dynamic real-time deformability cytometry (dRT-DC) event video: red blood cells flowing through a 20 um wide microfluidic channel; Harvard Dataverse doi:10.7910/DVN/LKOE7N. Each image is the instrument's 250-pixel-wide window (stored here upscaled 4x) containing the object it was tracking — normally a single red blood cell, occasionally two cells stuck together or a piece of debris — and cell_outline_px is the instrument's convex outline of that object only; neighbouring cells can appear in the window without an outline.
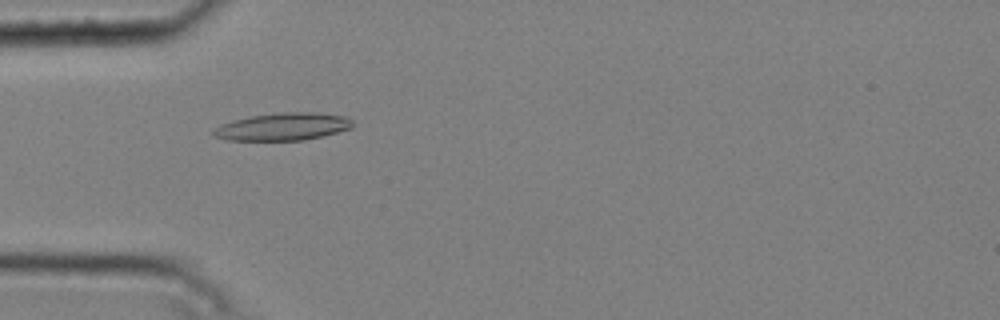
{"species": "common noctule bat (a hibernating species)", "species_latin": "Nyctalus noctula", "temperature_condition": "cold", "stored_images_in_passage": 5, "camera_frame_rate_fps": 3000, "um_per_image_px": 0.085, "animal": {"sex": "male", "body_mass_g": 20.4}, "frame": {"image": 1, "passage_image": 4, "time_ms": 1.0, "image_size_px": [1000, 320], "cell_outline_px": [[352, 128], [324, 136], [304, 140], [228, 140], [212, 136], [212, 132], [220, 124], [232, 120], [252, 116], [280, 112], [316, 112], [348, 116], [352, 120]], "centroid_in_image_um": [24.07, 10.76], "position_along_channel_um": 60.9, "area_um2": 22.48}}
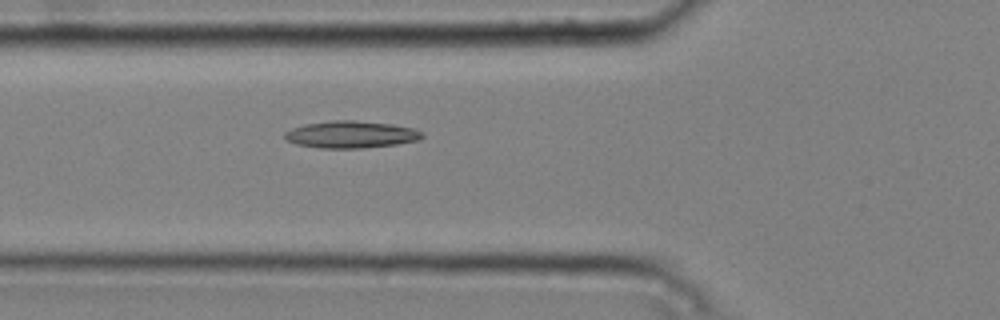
{"frame": {"image": 2, "passage_image": 5, "time_ms": 1.333, "image_size_px": [1000, 320], "cell_outline_px": [[424, 136], [420, 140], [396, 144], [364, 148], [320, 148], [296, 144], [288, 140], [284, 136], [284, 132], [292, 128], [304, 124], [332, 120], [356, 120], [392, 124], [412, 128], [424, 132]], "centroid_in_image_um": [29.85, 11.43], "position_along_channel_um": 95.9, "area_um2": 21.79}}